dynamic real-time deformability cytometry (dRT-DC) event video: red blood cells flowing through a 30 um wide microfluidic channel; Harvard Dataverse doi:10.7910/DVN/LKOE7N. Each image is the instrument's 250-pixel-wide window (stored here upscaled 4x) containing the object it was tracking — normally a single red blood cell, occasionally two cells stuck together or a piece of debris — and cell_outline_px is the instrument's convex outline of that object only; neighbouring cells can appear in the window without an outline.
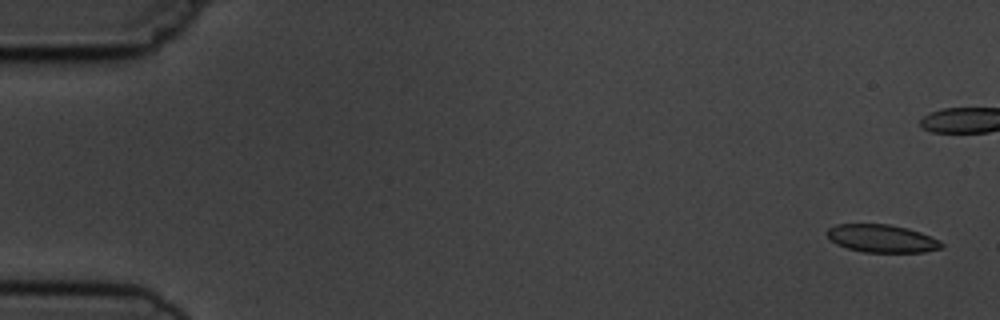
{"species": "common noctule bat (a hibernating species)", "species_latin": "Nyctalus noctula", "temperature_condition": "cold", "stored_images_in_passage": 6, "camera_frame_rate_fps": 3000, "um_per_image_px": 0.085, "animal": {"sex": "male", "body_mass_g": 19.5, "forearm_length_mm": 54.6}, "frame": {"image": 1, "passage_image": 1, "time_ms": 0.0, "image_size_px": [1000, 320], "cell_outline_px": [[944, 248], [924, 252], [864, 252], [848, 248], [836, 244], [828, 236], [828, 228], [836, 224], [888, 224], [908, 228], [920, 232], [940, 240], [944, 244]], "centroid_in_image_um": [75.0, 20.27], "position_along_channel_um": 10.0, "area_um2": 18.55}}
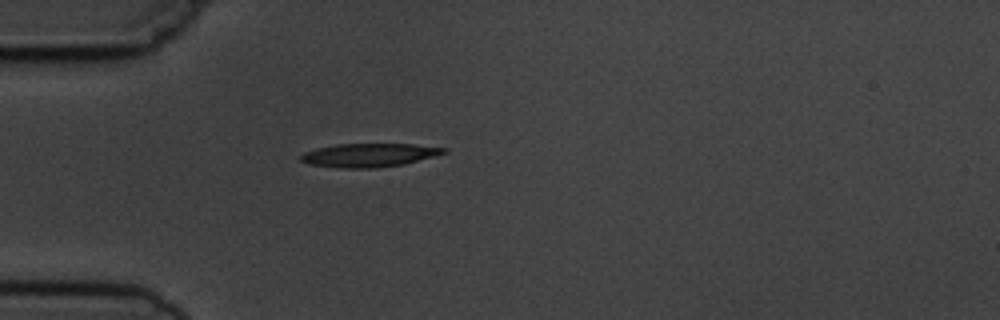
{"frame": {"image": 2, "passage_image": 6, "time_ms": 6.0, "image_size_px": [1000, 320], "cell_outline_px": [[448, 152], [436, 156], [404, 164], [376, 168], [336, 168], [308, 164], [300, 160], [300, 156], [304, 152], [316, 148], [336, 144], [412, 144], [448, 148]], "centroid_in_image_um": [31.37, 13.19], "position_along_channel_um": 53.6, "area_um2": 19.83}}